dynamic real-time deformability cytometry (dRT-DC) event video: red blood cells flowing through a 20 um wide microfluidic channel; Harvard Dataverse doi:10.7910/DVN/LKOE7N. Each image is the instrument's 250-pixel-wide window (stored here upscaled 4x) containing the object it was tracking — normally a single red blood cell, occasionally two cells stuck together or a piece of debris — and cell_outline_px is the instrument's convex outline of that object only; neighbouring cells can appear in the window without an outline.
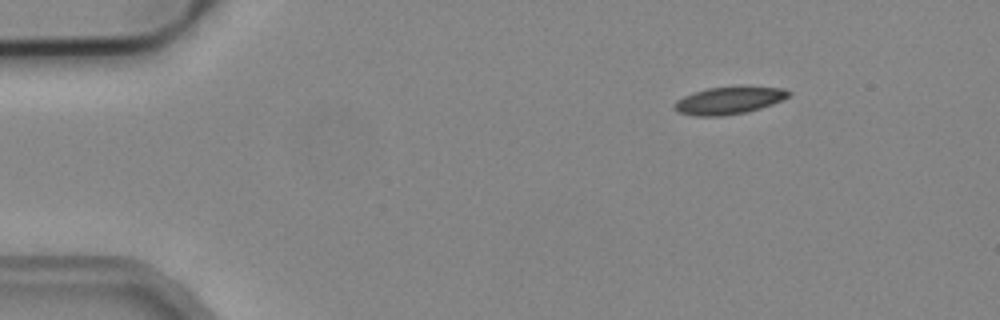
{"species": "common noctule bat (a hibernating species)", "species_latin": "Nyctalus noctula", "temperature_condition": "cold", "stored_images_in_passage": 3, "segment_of_instrument_passage": [2, 2], "camera_frame_rate_fps": 3000, "um_per_image_px": 0.085, "animal": {"sex": "male", "body_mass_g": 19.2, "forearm_length_mm": 51.8}, "frame": {"image": 1, "passage_image": 3, "time_ms": 0.667, "image_size_px": [1000, 320], "cell_outline_px": [[792, 92], [788, 96], [772, 104], [748, 112], [720, 116], [696, 116], [680, 112], [672, 108], [672, 104], [676, 100], [692, 92], [708, 88], [744, 84], [784, 88]], "centroid_in_image_um": [61.97, 8.5], "position_along_channel_um": 23.0, "area_um2": 18.84}}